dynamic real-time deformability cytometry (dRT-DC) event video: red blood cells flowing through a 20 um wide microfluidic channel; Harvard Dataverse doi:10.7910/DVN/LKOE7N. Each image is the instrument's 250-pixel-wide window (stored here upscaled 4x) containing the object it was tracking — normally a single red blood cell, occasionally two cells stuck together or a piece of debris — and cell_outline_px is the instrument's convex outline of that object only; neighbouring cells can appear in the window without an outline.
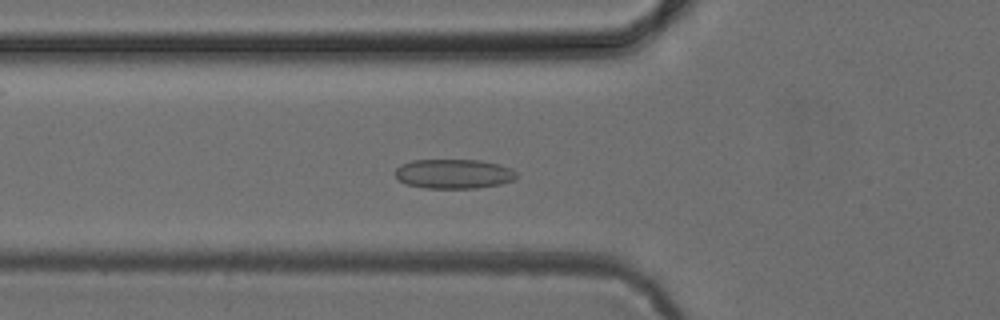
{"species": "common noctule bat (a hibernating species)", "species_latin": "Nyctalus noctula", "temperature_condition": "cold", "stored_images_in_passage": 39, "camera_frame_rate_fps": 3000, "um_per_image_px": 0.085, "animal": {"sex": "female", "body_mass_g": 24.6, "forearm_length_mm": 56.2}, "frame": {"image": 1, "passage_image": 11, "time_ms": 3.333, "image_size_px": [1000, 320], "cell_outline_px": [[516, 176], [512, 180], [500, 184], [476, 188], [424, 188], [408, 184], [400, 180], [396, 176], [396, 168], [400, 164], [412, 160], [480, 160], [500, 164], [512, 168], [516, 172]], "centroid_in_image_um": [38.57, 14.77], "position_along_channel_um": 87.2, "area_um2": 20.81}}
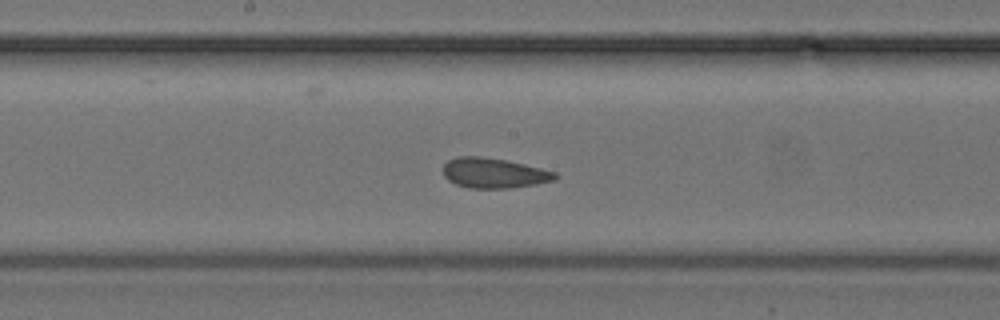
{"frame": {"image": 2, "passage_image": 20, "time_ms": 6.333, "image_size_px": [1000, 320], "cell_outline_px": [[560, 176], [556, 180], [536, 184], [508, 188], [468, 188], [456, 184], [448, 180], [444, 176], [444, 164], [448, 160], [456, 156], [480, 156], [504, 160], [524, 164], [556, 172]], "centroid_in_image_um": [41.99, 14.71], "position_along_channel_um": 206.2, "area_um2": 19.65}}
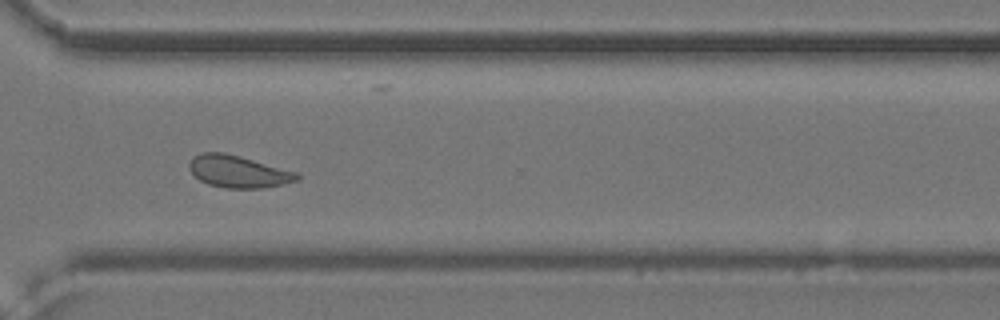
{"frame": {"image": 3, "passage_image": 31, "time_ms": 10.0, "image_size_px": [1000, 320], "cell_outline_px": [[300, 180], [284, 184], [260, 188], [224, 188], [208, 184], [200, 180], [188, 168], [188, 164], [192, 156], [200, 152], [224, 152], [240, 156], [300, 172]], "centroid_in_image_um": [20.28, 14.57], "position_along_channel_um": 350.3, "area_um2": 20.52}}